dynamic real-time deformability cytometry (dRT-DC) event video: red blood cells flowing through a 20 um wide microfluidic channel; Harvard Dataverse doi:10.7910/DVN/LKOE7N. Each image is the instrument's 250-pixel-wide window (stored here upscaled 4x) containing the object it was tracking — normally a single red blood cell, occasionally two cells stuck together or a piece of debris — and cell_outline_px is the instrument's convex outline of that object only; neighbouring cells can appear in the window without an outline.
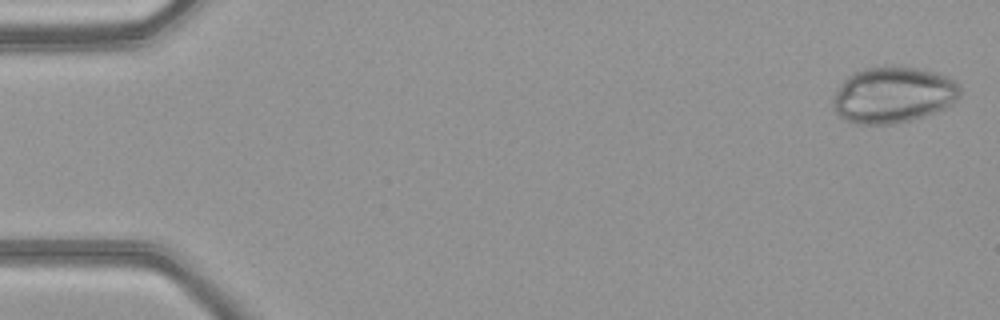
{"species": "common noctule bat (a hibernating species)", "species_latin": "Nyctalus noctula", "temperature_condition": "warm", "stored_images_in_passage": 49, "camera_frame_rate_fps": 3000, "um_per_image_px": 0.085, "animal": {"sex": "female", "body_mass_g": 21.9}, "frame": {"image": 1, "passage_image": 1, "time_ms": 0.0, "image_size_px": [1000, 320], "cell_outline_px": [[960, 96], [952, 104], [936, 112], [924, 116], [892, 124], [856, 124], [840, 116], [832, 108], [832, 100], [840, 84], [852, 72], [884, 64], [916, 68], [936, 72], [948, 76], [960, 88]], "centroid_in_image_um": [75.9, 8.05], "position_along_channel_um": 9.1, "area_um2": 41.79}}
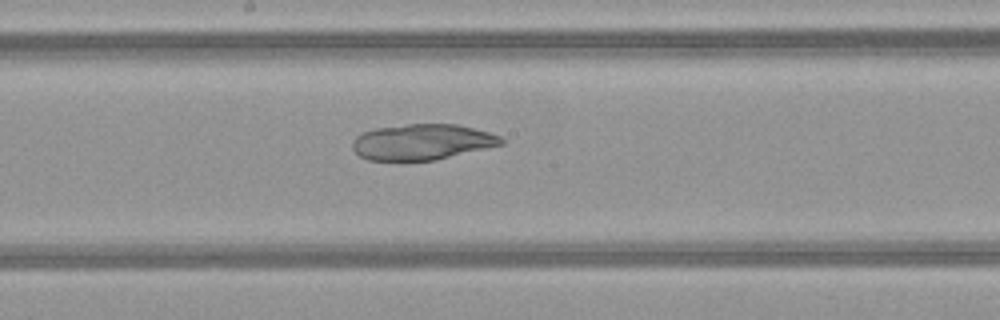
{"frame": {"image": 2, "passage_image": 26, "time_ms": 8.333, "image_size_px": [1000, 320], "cell_outline_px": [[504, 144], [436, 160], [400, 164], [368, 160], [360, 156], [352, 148], [352, 140], [356, 136], [364, 132], [376, 128], [408, 124], [456, 124], [488, 132], [500, 136], [504, 140]], "centroid_in_image_um": [35.82, 12.12], "position_along_channel_um": 212.4, "area_um2": 31.85}}
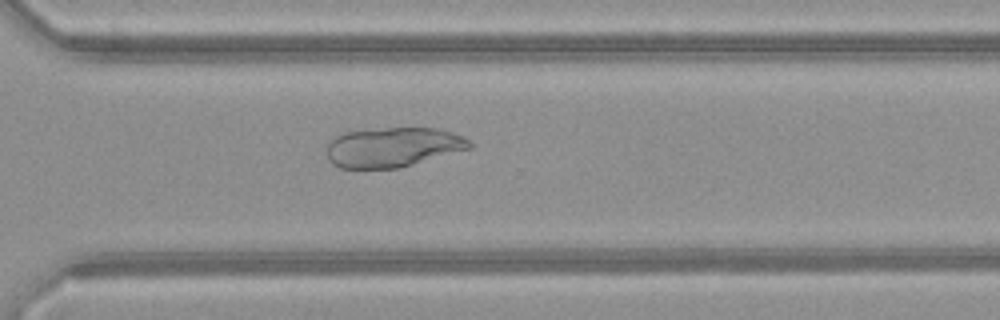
{"frame": {"image": 3, "passage_image": 35, "time_ms": 11.333, "image_size_px": [1000, 320], "cell_outline_px": [[472, 148], [400, 168], [340, 168], [332, 164], [328, 160], [328, 140], [332, 136], [344, 132], [384, 128], [436, 128], [452, 132], [468, 140], [472, 144]], "centroid_in_image_um": [33.36, 12.51], "position_along_channel_um": 337.2, "area_um2": 33.18}}